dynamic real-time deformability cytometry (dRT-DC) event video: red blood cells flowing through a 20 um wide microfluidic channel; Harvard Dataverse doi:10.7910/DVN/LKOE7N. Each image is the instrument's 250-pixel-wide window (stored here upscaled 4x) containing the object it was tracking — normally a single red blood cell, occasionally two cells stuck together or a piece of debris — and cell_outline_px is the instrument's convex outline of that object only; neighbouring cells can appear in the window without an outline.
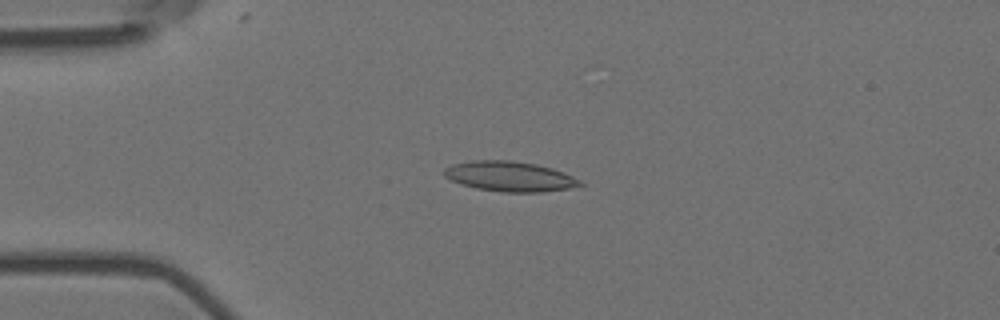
{"species": "Egyptian fruit bat (a non-hibernating species)", "species_latin": "Rousettus aegyptiacus", "temperature_condition": "room temperature", "stored_images_in_passage": 10, "camera_frame_rate_fps": 3000, "um_per_image_px": 0.085, "animal": {"sex": "female"}, "frame": {"image": 1, "passage_image": 3, "time_ms": 0.667, "image_size_px": [1000, 320], "cell_outline_px": [[584, 184], [568, 188], [544, 192], [500, 192], [476, 188], [460, 184], [444, 176], [444, 168], [452, 164], [472, 160], [512, 160], [536, 164], [552, 168], [564, 172], [580, 180]], "centroid_in_image_um": [43.31, 14.99], "position_along_channel_um": 41.7, "area_um2": 23.87}}
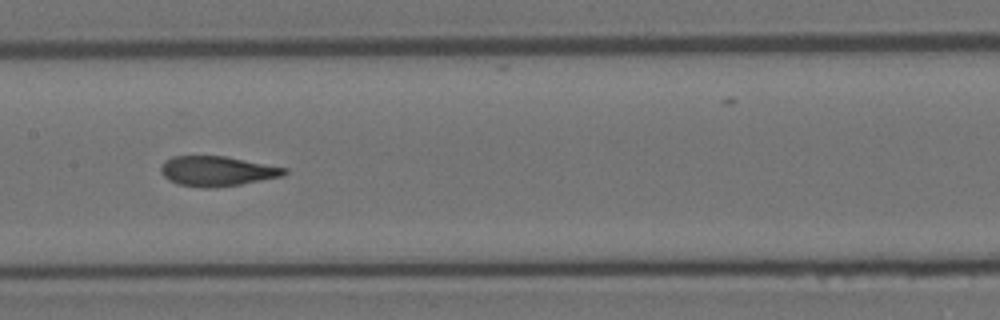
{"frame": {"image": 2, "passage_image": 7, "time_ms": 2.0, "image_size_px": [1000, 320], "cell_outline_px": [[288, 172], [284, 176], [240, 184], [208, 188], [200, 188], [180, 184], [168, 180], [160, 172], [160, 168], [164, 160], [172, 156], [224, 156], [288, 168]], "centroid_in_image_um": [18.44, 14.54], "position_along_channel_um": 189.0, "area_um2": 21.56}}
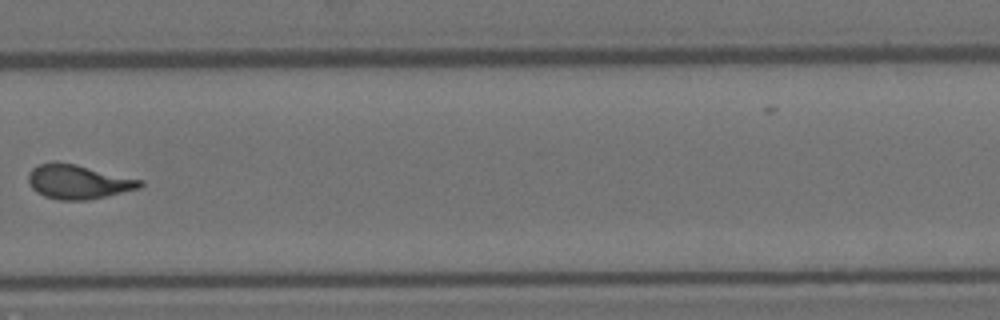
{"frame": {"image": 3, "passage_image": 10, "time_ms": 3.0, "image_size_px": [1000, 320], "cell_outline_px": [[144, 184], [140, 188], [104, 196], [84, 200], [56, 200], [44, 196], [36, 192], [28, 184], [28, 172], [36, 164], [76, 164], [144, 180]], "centroid_in_image_um": [6.64, 15.47], "position_along_channel_um": 323.2, "area_um2": 22.02}}